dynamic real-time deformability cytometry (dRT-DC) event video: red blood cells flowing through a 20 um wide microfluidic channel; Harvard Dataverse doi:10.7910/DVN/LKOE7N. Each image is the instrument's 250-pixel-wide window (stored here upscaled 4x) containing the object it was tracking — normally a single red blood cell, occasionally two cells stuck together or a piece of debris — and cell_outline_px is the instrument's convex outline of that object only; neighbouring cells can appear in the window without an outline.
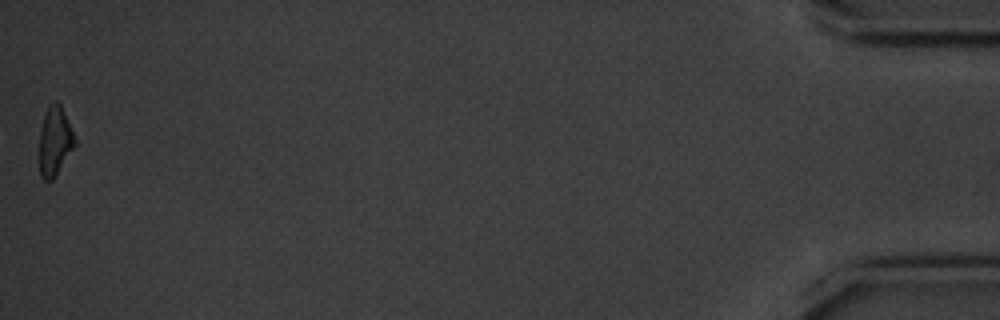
{"species": "common noctule bat (a hibernating species)", "species_latin": "Nyctalus noctula", "temperature_condition": "cold", "stored_images_in_passage": 39, "camera_frame_rate_fps": 3000, "um_per_image_px": 0.085, "animal": {"sex": "male", "body_mass_g": 20.1, "forearm_length_mm": 53.5}, "frame": {"image": 1, "passage_image": 39, "time_ms": 12.667, "image_size_px": [1000, 320], "cell_outline_px": [[76, 144], [52, 180], [44, 180], [40, 176], [40, 128], [48, 104], [56, 100], [60, 104], [76, 140]], "centroid_in_image_um": [4.65, 11.98], "position_along_channel_um": 430.6, "area_um2": 13.99}}